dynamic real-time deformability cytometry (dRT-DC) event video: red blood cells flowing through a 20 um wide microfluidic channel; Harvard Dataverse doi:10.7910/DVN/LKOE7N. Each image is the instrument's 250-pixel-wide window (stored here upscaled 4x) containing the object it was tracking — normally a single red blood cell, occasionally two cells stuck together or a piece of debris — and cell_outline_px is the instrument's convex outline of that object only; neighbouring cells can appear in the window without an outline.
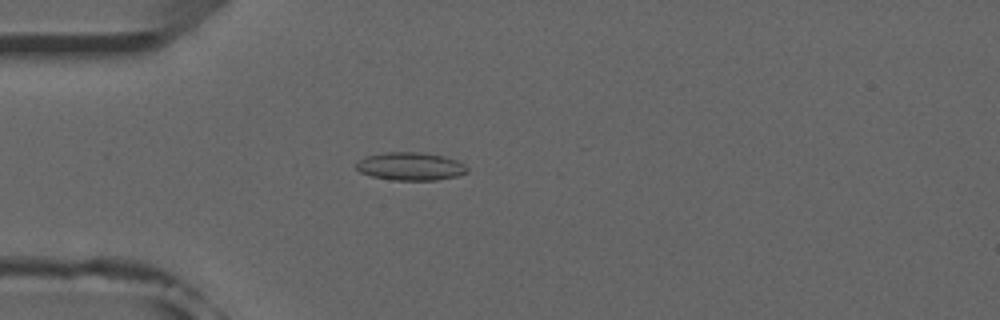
{"species": "common noctule bat (a hibernating species)", "species_latin": "Nyctalus noctula", "temperature_condition": "room temperature", "stored_images_in_passage": 19, "camera_frame_rate_fps": 3000, "um_per_image_px": 0.085, "animal": {"sex": "male", "forearm_length_mm": 52.5}, "frame": {"image": 1, "passage_image": 11, "time_ms": 3.333, "image_size_px": [1000, 320], "cell_outline_px": [[468, 172], [456, 176], [436, 180], [392, 180], [372, 176], [360, 172], [356, 168], [356, 164], [364, 156], [384, 152], [424, 152], [444, 156], [456, 160], [464, 164], [468, 168]], "centroid_in_image_um": [34.89, 14.13], "position_along_channel_um": 50.1, "area_um2": 18.21}}
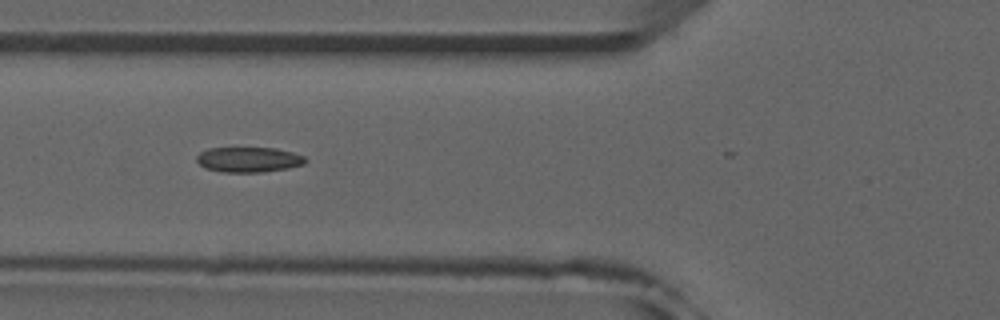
{"frame": {"image": 2, "passage_image": 16, "time_ms": 5.0, "image_size_px": [1000, 320], "cell_outline_px": [[308, 160], [304, 164], [288, 168], [264, 172], [220, 172], [204, 168], [196, 160], [196, 156], [200, 152], [208, 148], [276, 148], [292, 152], [304, 156]], "centroid_in_image_um": [21.13, 13.57], "position_along_channel_um": 104.7, "area_um2": 16.07}}